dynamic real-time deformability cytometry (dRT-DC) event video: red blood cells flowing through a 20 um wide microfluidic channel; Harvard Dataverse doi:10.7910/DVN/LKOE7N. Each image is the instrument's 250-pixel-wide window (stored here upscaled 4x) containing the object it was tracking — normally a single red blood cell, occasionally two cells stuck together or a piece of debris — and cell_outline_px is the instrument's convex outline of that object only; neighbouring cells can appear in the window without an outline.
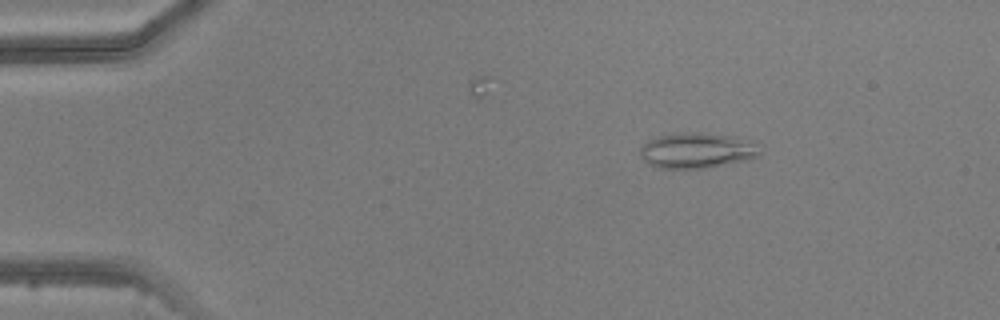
{"species": "common noctule bat (a hibernating species)", "species_latin": "Nyctalus noctula", "temperature_condition": "warm", "stored_images_in_passage": 5, "camera_frame_rate_fps": 3000, "um_per_image_px": 0.085, "animal": {"sex": "male", "body_mass_g": 20.5, "forearm_length_mm": 52.5}, "frame": {"image": 1, "passage_image": 3, "time_ms": 2.333, "image_size_px": [1000, 320], "cell_outline_px": [[760, 156], [748, 160], [708, 168], [656, 168], [648, 164], [640, 156], [640, 148], [648, 140], [660, 136], [684, 132], [700, 132], [736, 136], [756, 140]], "centroid_in_image_um": [59.29, 12.79], "position_along_channel_um": 25.7, "area_um2": 25.2}}